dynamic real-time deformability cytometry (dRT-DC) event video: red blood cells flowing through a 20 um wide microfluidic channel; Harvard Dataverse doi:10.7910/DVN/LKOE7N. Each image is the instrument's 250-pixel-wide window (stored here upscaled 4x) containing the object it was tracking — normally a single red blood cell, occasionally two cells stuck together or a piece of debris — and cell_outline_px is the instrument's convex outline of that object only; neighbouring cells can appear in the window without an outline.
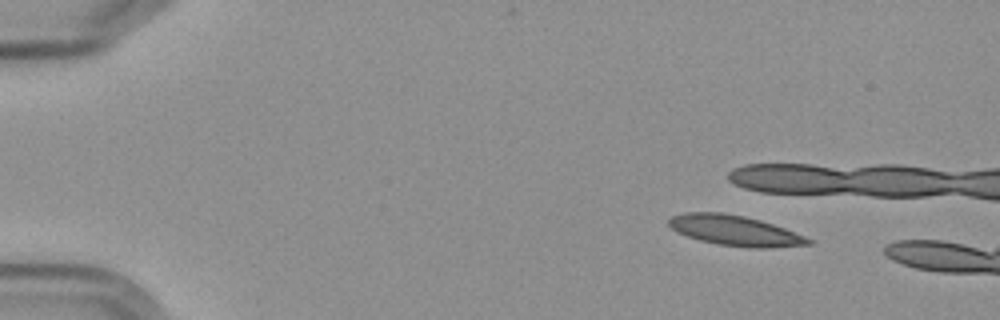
{"species": "Egyptian fruit bat (a non-hibernating species)", "species_latin": "Rousettus aegyptiacus", "temperature_condition": "cold", "stored_images_in_passage": 2, "camera_frame_rate_fps": 3000, "um_per_image_px": 0.085, "frame": {"image": 1, "passage_image": 1, "time_ms": 0.0, "image_size_px": [1000, 320], "cell_outline_px": [[812, 244], [768, 248], [748, 248], [716, 244], [700, 240], [676, 232], [668, 224], [668, 220], [672, 216], [684, 212], [720, 212], [744, 216], [760, 220], [784, 228], [804, 236], [812, 240]], "centroid_in_image_um": [62.44, 19.6], "position_along_channel_um": 22.6, "area_um2": 24.57}}